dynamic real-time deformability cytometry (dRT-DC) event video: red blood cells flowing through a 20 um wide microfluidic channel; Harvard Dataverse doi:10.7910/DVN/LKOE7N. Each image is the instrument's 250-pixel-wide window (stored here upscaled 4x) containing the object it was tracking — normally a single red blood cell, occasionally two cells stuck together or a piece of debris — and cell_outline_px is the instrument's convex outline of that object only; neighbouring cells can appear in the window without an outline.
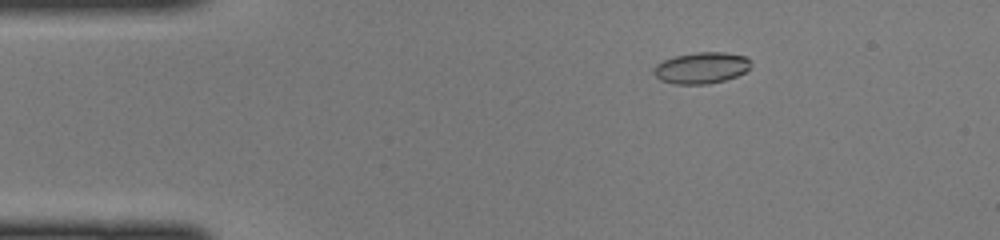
{"species": "common noctule bat (a hibernating species)", "species_latin": "Nyctalus noctula", "temperature_condition": "cold", "stored_images_in_passage": 47, "camera_frame_rate_fps": 3000, "um_per_image_px": 0.085, "animal": {"sex": "female", "body_mass_g": 22.0, "forearm_length_mm": 56.7}, "frame": {"image": 1, "passage_image": 8, "time_ms": 2.333, "image_size_px": [1000, 240], "cell_outline_px": [[748, 68], [744, 72], [736, 76], [724, 80], [708, 84], [676, 84], [660, 80], [652, 72], [656, 64], [664, 60], [676, 56], [696, 52], [724, 52], [744, 56], [748, 60]], "centroid_in_image_um": [59.56, 5.77], "position_along_channel_um": 25.4, "area_um2": 17.46}}
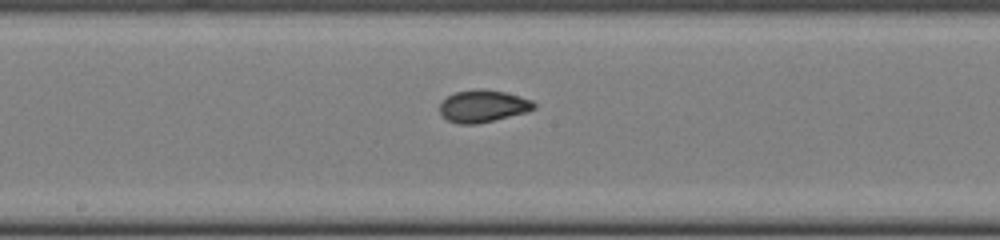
{"frame": {"image": 2, "passage_image": 25, "time_ms": 8.0, "image_size_px": [1000, 240], "cell_outline_px": [[536, 108], [524, 112], [476, 124], [460, 124], [448, 120], [440, 112], [440, 104], [448, 96], [456, 92], [476, 88], [484, 88], [504, 92], [532, 100], [536, 104]], "centroid_in_image_um": [41.05, 9.0], "position_along_channel_um": 207.2, "area_um2": 17.4}}
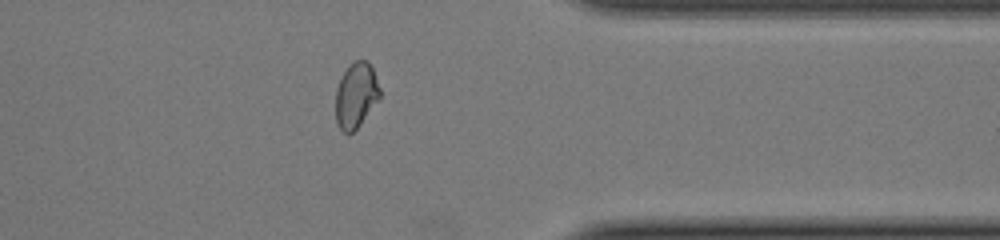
{"frame": {"image": 3, "passage_image": 38, "time_ms": 12.333, "image_size_px": [1000, 240], "cell_outline_px": [[380, 96], [360, 124], [352, 132], [344, 132], [336, 124], [336, 88], [348, 64], [356, 60], [368, 60], [372, 68], [380, 88]], "centroid_in_image_um": [30.24, 8.07], "position_along_channel_um": 381.2, "area_um2": 16.59}}